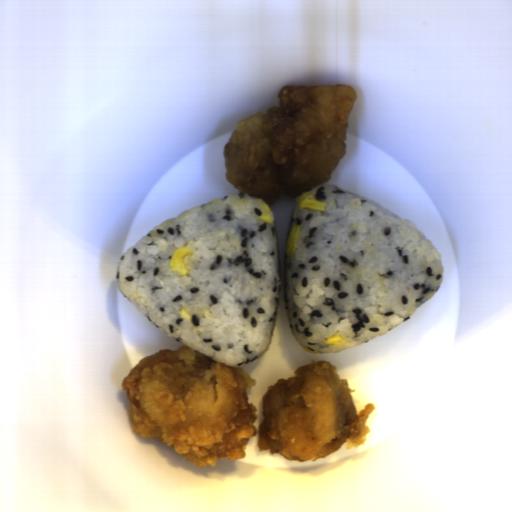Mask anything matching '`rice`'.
Instances as JSON below:
<instances>
[{"mask_svg": "<svg viewBox=\"0 0 512 512\" xmlns=\"http://www.w3.org/2000/svg\"><path fill=\"white\" fill-rule=\"evenodd\" d=\"M264 200L239 192L194 206L144 234L118 259L119 291L178 344L240 368L265 353L277 314L281 260L276 220ZM194 251L188 274L170 268ZM192 316L180 318L181 308Z\"/></svg>", "mask_w": 512, "mask_h": 512, "instance_id": "1", "label": "rice"}, {"mask_svg": "<svg viewBox=\"0 0 512 512\" xmlns=\"http://www.w3.org/2000/svg\"><path fill=\"white\" fill-rule=\"evenodd\" d=\"M325 210L299 209L296 252L282 267L290 331L317 354H337L377 338L411 318L443 282L442 257L411 221L336 185L307 192ZM339 333L337 345L325 340Z\"/></svg>", "mask_w": 512, "mask_h": 512, "instance_id": "2", "label": "rice"}]
</instances>
